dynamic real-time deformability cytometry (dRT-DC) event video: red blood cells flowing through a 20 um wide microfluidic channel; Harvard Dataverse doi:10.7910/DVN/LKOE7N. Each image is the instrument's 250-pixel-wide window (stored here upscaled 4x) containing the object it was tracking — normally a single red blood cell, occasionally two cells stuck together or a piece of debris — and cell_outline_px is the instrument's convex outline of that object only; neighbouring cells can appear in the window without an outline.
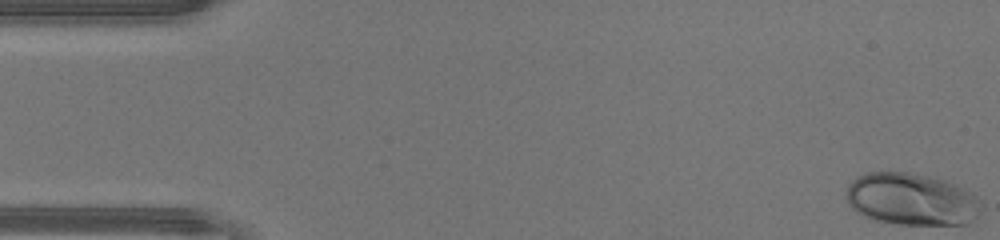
{"species": "human", "species_latin": "Homo sapiens", "temperature_condition": "warm", "stored_images_in_passage": 46, "camera_frame_rate_fps": 3000, "um_per_image_px": 0.085, "donor": {"sex": "male"}, "frame": {"image": 1, "passage_image": 1, "time_ms": 0.0, "image_size_px": [1000, 240], "cell_outline_px": [[984, 204], [976, 220], [968, 224], [900, 224], [876, 220], [864, 216], [856, 212], [848, 204], [848, 184], [852, 180], [868, 172], [908, 172], [928, 176], [944, 180], [956, 184], [972, 192]], "centroid_in_image_um": [77.54, 16.94], "position_along_channel_um": 7.5, "area_um2": 41.21}}
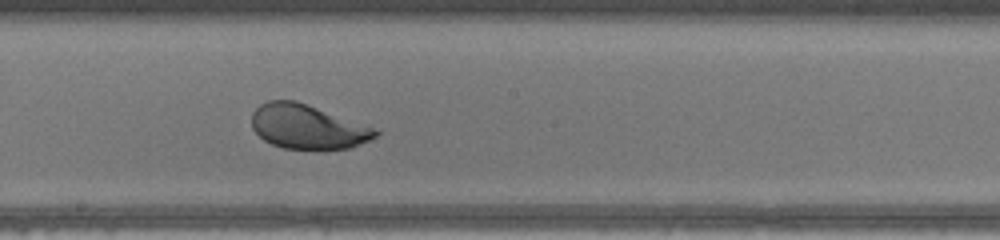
{"frame": {"image": 2, "passage_image": 25, "time_ms": 8.0, "image_size_px": [1000, 240], "cell_outline_px": [[380, 132], [376, 136], [368, 140], [348, 148], [284, 148], [272, 144], [264, 140], [252, 128], [252, 112], [260, 104], [268, 100], [296, 100], [372, 128]], "centroid_in_image_um": [26.06, 10.75], "position_along_channel_um": 222.1, "area_um2": 31.1}}
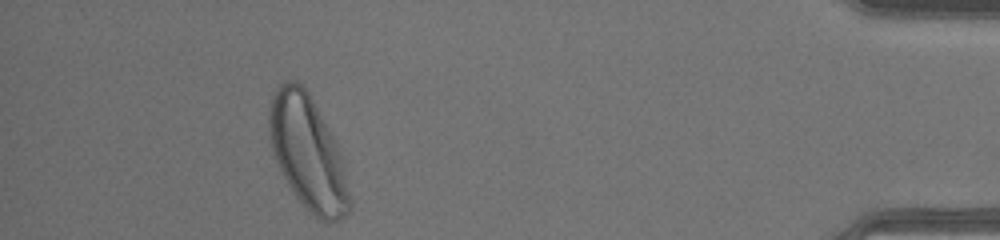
{"frame": {"image": 3, "passage_image": 42, "time_ms": 13.667, "image_size_px": [1000, 240], "cell_outline_px": [[352, 208], [340, 220], [328, 224], [320, 220], [296, 196], [288, 184], [276, 160], [272, 148], [268, 128], [268, 108], [272, 96], [276, 88], [284, 80], [296, 80], [308, 92], [336, 140], [340, 148], [344, 164], [352, 200]], "centroid_in_image_um": [26.2, 12.99], "position_along_channel_um": 409.0, "area_um2": 53.52}, "authors_computed_cell_mechanics": {"area_um2": 38.3214, "velocity_mm_per_s": 4.4381, "shape_relaxation_time_tau1_ms": 1.8206, "shape_relaxation_time_tau2_ms": null, "deformation_change_tau1": 0.1437, "deformation_change_tau2": null}}